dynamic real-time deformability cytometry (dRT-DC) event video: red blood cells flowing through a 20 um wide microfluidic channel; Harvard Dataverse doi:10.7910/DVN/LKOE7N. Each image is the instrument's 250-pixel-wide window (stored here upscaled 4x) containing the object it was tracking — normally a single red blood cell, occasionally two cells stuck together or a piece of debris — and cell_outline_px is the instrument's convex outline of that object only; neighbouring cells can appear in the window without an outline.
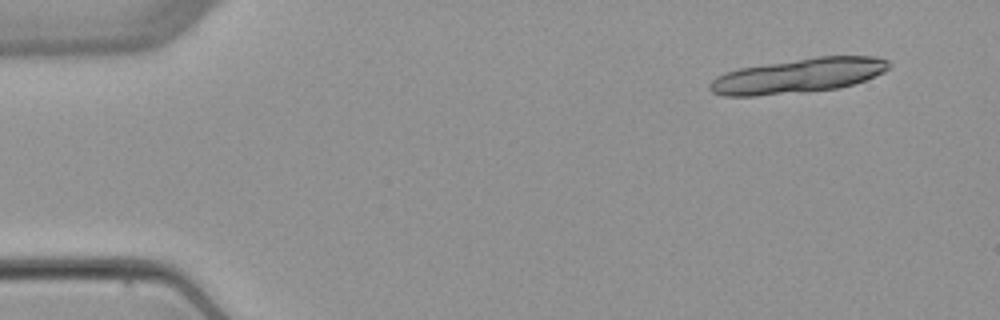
{"species": "common noctule bat (a hibernating species)", "species_latin": "Nyctalus noctula", "temperature_condition": "warm", "stored_images_in_passage": 6, "camera_frame_rate_fps": 3000, "um_per_image_px": 0.085, "animal": {"sex": "female", "body_mass_g": 22.7, "forearm_length_mm": 54.2}, "frame": {"image": 1, "passage_image": 1, "time_ms": 0.0, "image_size_px": [1000, 320], "cell_outline_px": [[892, 64], [884, 72], [864, 80], [840, 88], [804, 92], [756, 96], [724, 96], [712, 92], [708, 88], [708, 84], [716, 76], [724, 72], [740, 68], [816, 56], [876, 56], [888, 60]], "centroid_in_image_um": [67.84, 6.44], "position_along_channel_um": 17.2, "area_um2": 36.3}}
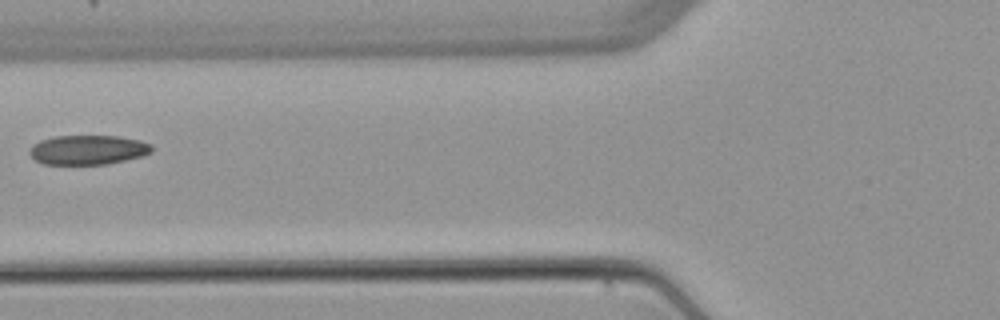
{"frame": {"image": 2, "passage_image": 5, "time_ms": 5.667, "image_size_px": [1000, 320], "cell_outline_px": [[152, 152], [144, 156], [108, 164], [44, 164], [36, 160], [28, 152], [40, 140], [56, 136], [116, 136], [140, 140], [152, 144]], "centroid_in_image_um": [7.53, 12.74], "position_along_channel_um": 118.3, "area_um2": 20.92}}
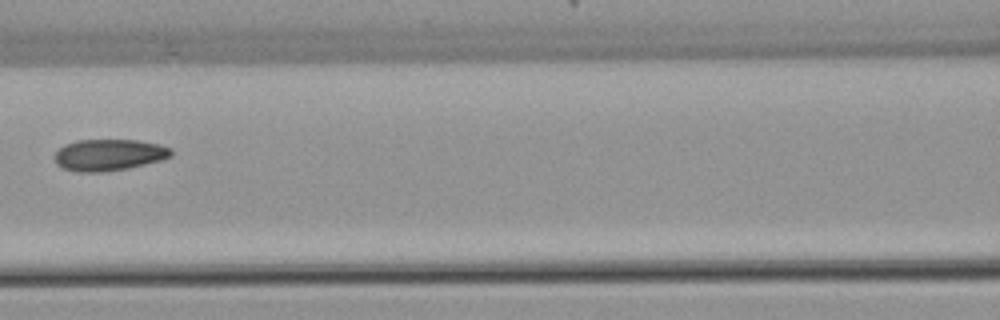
{"frame": {"image": 3, "passage_image": 6, "time_ms": 6.667, "image_size_px": [1000, 320], "cell_outline_px": [[172, 156], [160, 160], [128, 168], [104, 172], [76, 172], [60, 168], [56, 164], [52, 156], [64, 144], [76, 140], [136, 140], [160, 144], [172, 148]], "centroid_in_image_um": [9.21, 13.17], "position_along_channel_um": 157.4, "area_um2": 21.68}}